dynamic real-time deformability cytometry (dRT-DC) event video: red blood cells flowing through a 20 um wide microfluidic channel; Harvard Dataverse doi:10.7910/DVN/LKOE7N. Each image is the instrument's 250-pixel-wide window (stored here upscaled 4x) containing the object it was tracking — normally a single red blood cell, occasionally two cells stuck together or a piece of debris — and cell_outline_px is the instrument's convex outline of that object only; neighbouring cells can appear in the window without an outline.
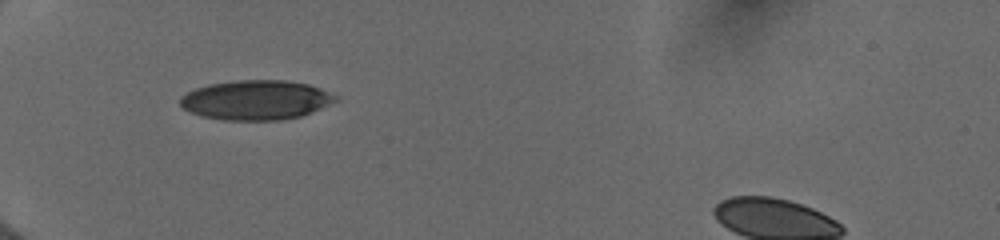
{"species": "human", "species_latin": "Homo sapiens", "temperature_condition": "cold", "stored_images_in_passage": 41, "camera_frame_rate_fps": 3000, "um_per_image_px": 0.085, "donor": {"sex": "female"}, "frame": {"image": 1, "passage_image": 1, "time_ms": 0.0, "image_size_px": [1000, 240], "cell_outline_px": [[340, 100], [300, 116], [284, 120], [224, 120], [200, 116], [184, 108], [180, 104], [180, 96], [196, 88], [208, 84], [236, 80], [288, 80], [308, 84], [320, 88], [340, 96]], "centroid_in_image_um": [21.79, 8.49], "position_along_channel_um": 63.2, "area_um2": 36.01}}
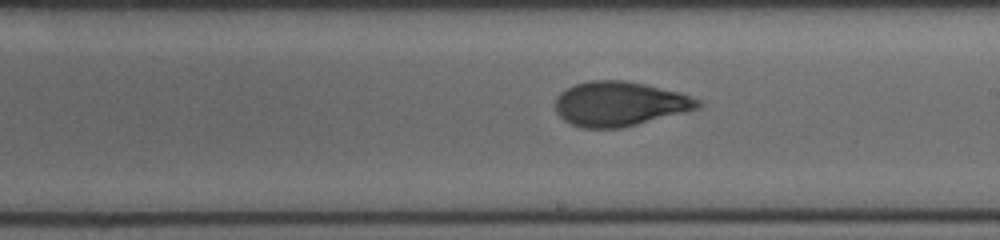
{"frame": {"image": 2, "passage_image": 15, "time_ms": 4.667, "image_size_px": [1000, 240], "cell_outline_px": [[704, 104], [700, 108], [620, 128], [580, 128], [564, 120], [556, 112], [556, 96], [560, 92], [576, 84], [588, 80], [624, 80], [644, 84], [680, 92], [700, 100]], "centroid_in_image_um": [52.67, 8.82], "position_along_channel_um": 236.3, "area_um2": 36.93}}
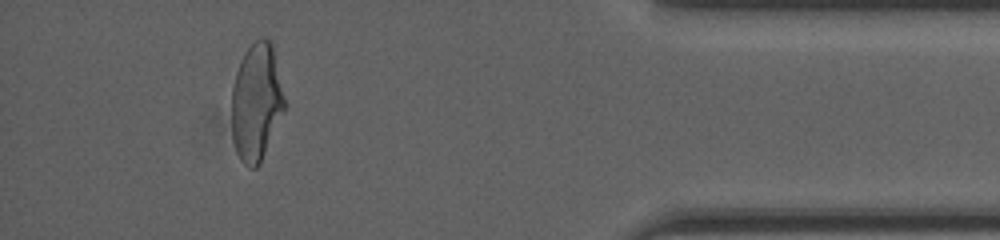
{"frame": {"image": 3, "passage_image": 32, "time_ms": 10.0, "image_size_px": [1000, 240], "cell_outline_px": [[284, 112], [260, 164], [256, 168], [248, 168], [240, 160], [236, 152], [232, 140], [232, 88], [236, 72], [240, 60], [244, 52], [260, 36], [264, 36], [272, 44], [284, 96]], "centroid_in_image_um": [21.78, 8.71], "position_along_channel_um": 413.4, "area_um2": 36.3}, "authors_computed_cell_mechanics": {"area_um2": 36.8764, "velocity_mm_per_s": 3.997, "shape_relaxation_time_tau1_ms": 3.8637, "shape_relaxation_time_tau2_ms": 0.9936, "deformation_change_tau1": 0.1688, "deformation_change_tau2": 0.0671}}